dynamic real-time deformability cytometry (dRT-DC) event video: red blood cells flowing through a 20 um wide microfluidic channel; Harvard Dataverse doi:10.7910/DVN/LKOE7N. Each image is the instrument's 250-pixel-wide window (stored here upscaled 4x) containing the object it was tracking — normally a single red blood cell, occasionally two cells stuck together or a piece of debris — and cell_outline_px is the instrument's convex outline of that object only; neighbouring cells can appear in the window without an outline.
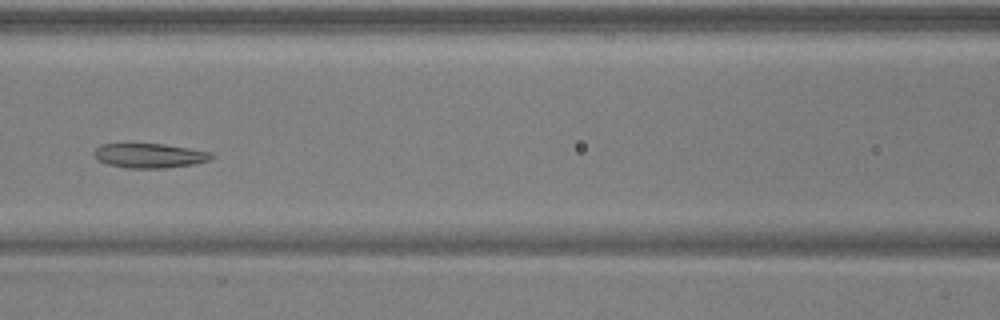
{"species": "common noctule bat (a hibernating species)", "species_latin": "Nyctalus noctula", "temperature_condition": "warm", "stored_images_in_passage": 38, "camera_frame_rate_fps": 3000, "um_per_image_px": 0.085, "animal": {"sex": "male", "body_mass_g": 17.9, "forearm_length_mm": 54.2}, "frame": {"image": 1, "passage_image": 10, "time_ms": 3.0, "image_size_px": [1000, 320], "cell_outline_px": [[212, 156], [208, 160], [192, 164], [164, 168], [128, 168], [108, 164], [96, 160], [92, 152], [100, 144], [124, 140], [164, 144], [212, 152]], "centroid_in_image_um": [12.56, 13.17], "position_along_channel_um": 154.0, "area_um2": 17.57}}
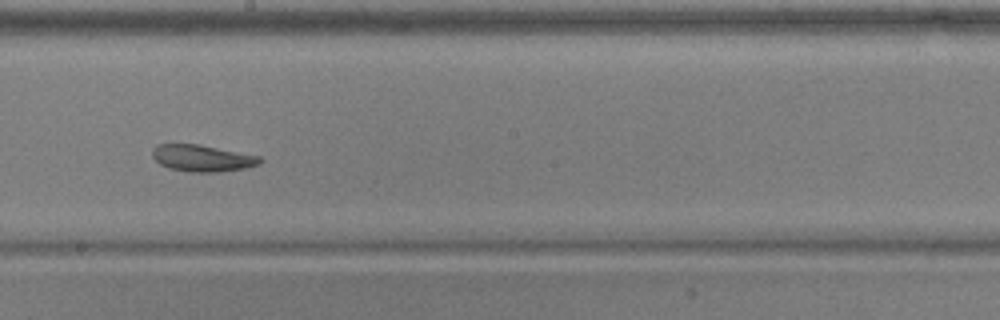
{"frame": {"image": 2, "passage_image": 16, "time_ms": 5.0, "image_size_px": [1000, 320], "cell_outline_px": [[264, 160], [260, 164], [244, 168], [220, 172], [188, 172], [168, 168], [160, 164], [152, 156], [152, 148], [156, 144], [200, 144], [260, 156]], "centroid_in_image_um": [17.19, 13.44], "position_along_channel_um": 231.0, "area_um2": 16.94}}
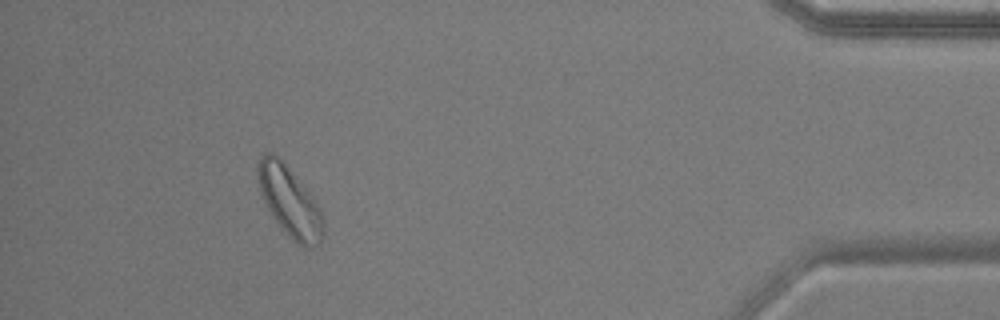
{"frame": {"image": 3, "passage_image": 34, "time_ms": 11.0, "image_size_px": [1000, 320], "cell_outline_px": [[324, 236], [320, 244], [312, 248], [304, 248], [292, 240], [288, 236], [272, 216], [260, 192], [256, 168], [260, 156], [268, 152], [272, 152], [296, 176], [312, 196], [320, 208], [324, 220]], "centroid_in_image_um": [24.64, 17.18], "position_along_channel_um": 410.6, "area_um2": 26.76}}